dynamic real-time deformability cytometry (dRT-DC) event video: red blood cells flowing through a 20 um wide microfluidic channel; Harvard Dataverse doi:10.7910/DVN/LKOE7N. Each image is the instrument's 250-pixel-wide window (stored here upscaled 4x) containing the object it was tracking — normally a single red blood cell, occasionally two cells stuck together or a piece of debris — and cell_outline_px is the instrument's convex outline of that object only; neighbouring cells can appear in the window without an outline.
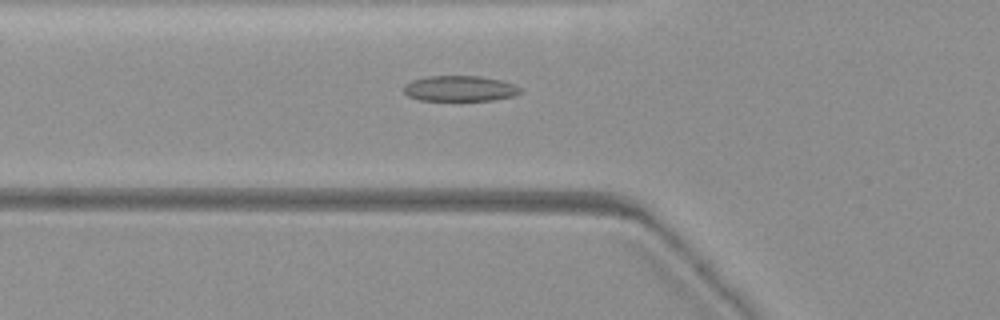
{"species": "common noctule bat (a hibernating species)", "species_latin": "Nyctalus noctula", "temperature_condition": "warm", "stored_images_in_passage": 72, "camera_frame_rate_fps": 3000, "um_per_image_px": 0.085, "animal": {"sex": "female", "body_mass_g": 19.3, "forearm_length_mm": 54.1}, "frame": {"image": 1, "passage_image": 26, "time_ms": 8.333, "image_size_px": [1000, 320], "cell_outline_px": [[524, 92], [512, 96], [492, 100], [420, 100], [408, 96], [404, 92], [404, 84], [412, 80], [428, 76], [480, 76], [500, 80], [516, 84], [524, 88]], "centroid_in_image_um": [39.13, 7.52], "position_along_channel_um": 86.7, "area_um2": 17.51}}
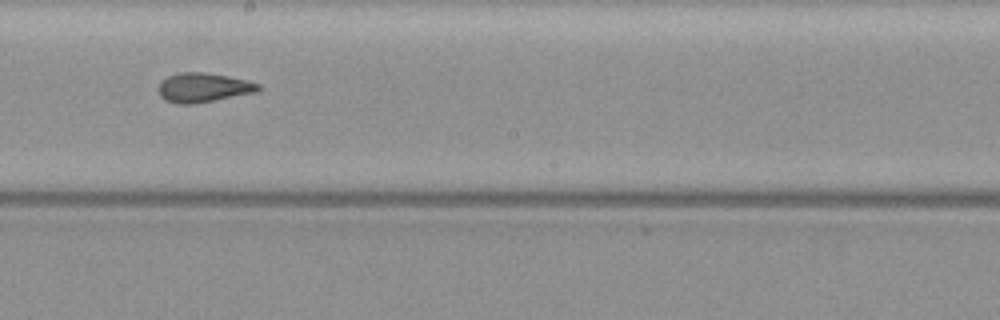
{"frame": {"image": 2, "passage_image": 41, "time_ms": 13.333, "image_size_px": [1000, 320], "cell_outline_px": [[260, 88], [256, 92], [192, 104], [176, 104], [164, 100], [160, 96], [156, 88], [160, 80], [168, 76], [180, 72], [204, 72], [228, 76], [248, 80], [260, 84]], "centroid_in_image_um": [17.22, 7.44], "position_along_channel_um": 231.0, "area_um2": 17.22}}
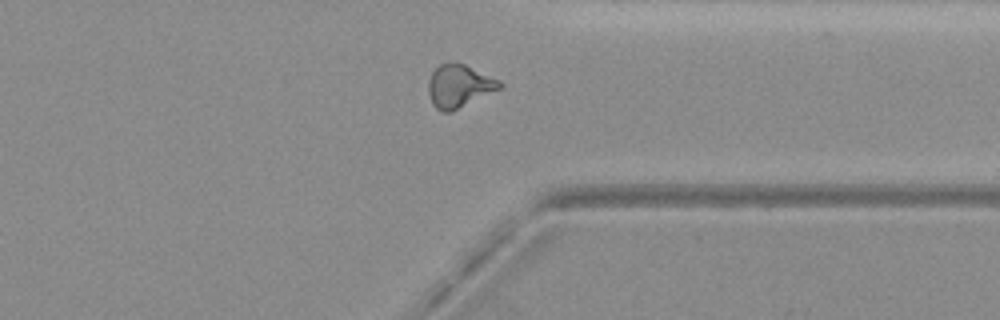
{"frame": {"image": 3, "passage_image": 56, "time_ms": 18.333, "image_size_px": [1000, 320], "cell_outline_px": [[504, 84], [500, 88], [452, 112], [444, 112], [436, 108], [432, 104], [428, 92], [428, 80], [432, 72], [440, 64], [464, 64], [500, 80]], "centroid_in_image_um": [39.01, 7.33], "position_along_channel_um": 372.4, "area_um2": 17.57}}